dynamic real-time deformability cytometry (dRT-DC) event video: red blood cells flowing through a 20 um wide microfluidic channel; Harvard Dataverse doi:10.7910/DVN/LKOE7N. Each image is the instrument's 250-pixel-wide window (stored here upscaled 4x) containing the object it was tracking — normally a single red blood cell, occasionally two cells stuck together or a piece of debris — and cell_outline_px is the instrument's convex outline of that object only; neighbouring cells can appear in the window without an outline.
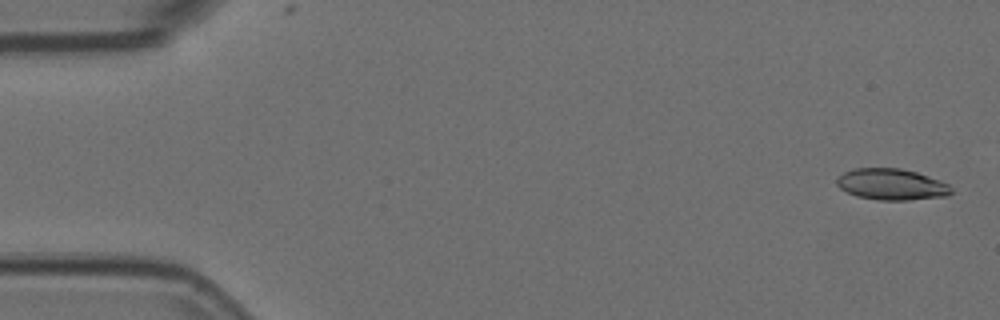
{"species": "Egyptian fruit bat (a non-hibernating species)", "species_latin": "Rousettus aegyptiacus", "temperature_condition": "room temperature", "stored_images_in_passage": 42, "camera_frame_rate_fps": 3000, "um_per_image_px": 0.085, "animal": {"sex": "female"}, "frame": {"image": 1, "passage_image": 2, "time_ms": 0.333, "image_size_px": [1000, 320], "cell_outline_px": [[952, 192], [948, 196], [908, 200], [876, 200], [856, 196], [840, 188], [836, 184], [836, 180], [844, 172], [852, 168], [900, 168], [916, 172], [940, 180], [948, 184], [952, 188]], "centroid_in_image_um": [75.78, 15.67], "position_along_channel_um": 9.2, "area_um2": 20.92}}
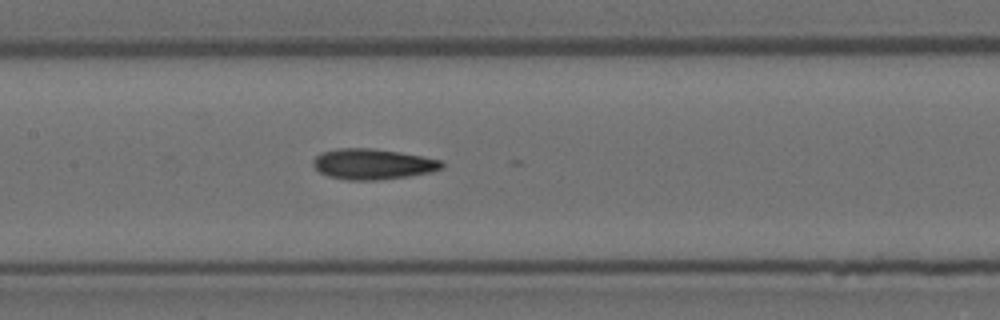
{"frame": {"image": 2, "passage_image": 26, "time_ms": 8.333, "image_size_px": [1000, 320], "cell_outline_px": [[444, 168], [428, 172], [408, 176], [376, 180], [348, 180], [328, 176], [320, 172], [312, 164], [312, 160], [320, 152], [336, 148], [372, 148], [400, 152], [444, 160]], "centroid_in_image_um": [31.68, 13.93], "position_along_channel_um": 175.7, "area_um2": 23.06}}
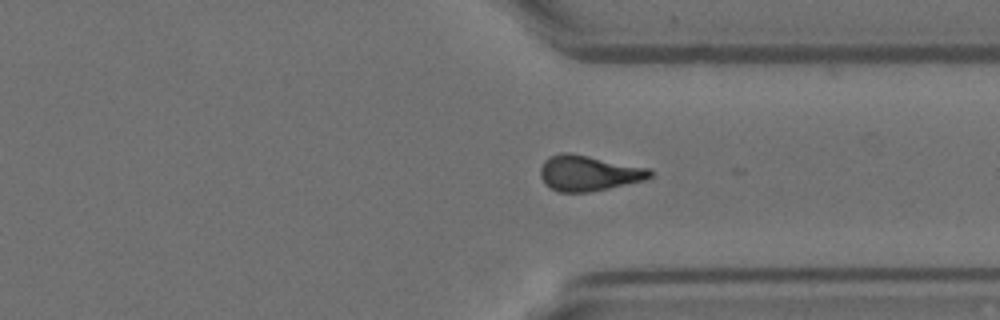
{"frame": {"image": 3, "passage_image": 41, "time_ms": 13.333, "image_size_px": [1000, 320], "cell_outline_px": [[652, 176], [644, 180], [608, 188], [588, 192], [560, 192], [544, 184], [540, 176], [540, 168], [544, 160], [560, 152], [568, 152], [648, 168], [652, 172]], "centroid_in_image_um": [49.99, 14.71], "position_along_channel_um": 361.4, "area_um2": 22.43}}